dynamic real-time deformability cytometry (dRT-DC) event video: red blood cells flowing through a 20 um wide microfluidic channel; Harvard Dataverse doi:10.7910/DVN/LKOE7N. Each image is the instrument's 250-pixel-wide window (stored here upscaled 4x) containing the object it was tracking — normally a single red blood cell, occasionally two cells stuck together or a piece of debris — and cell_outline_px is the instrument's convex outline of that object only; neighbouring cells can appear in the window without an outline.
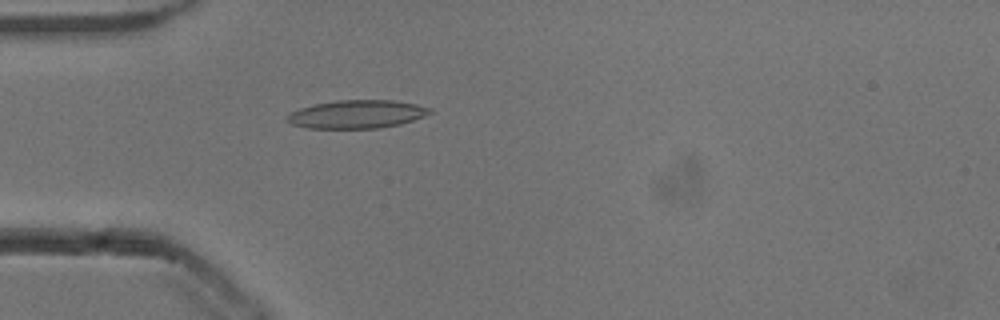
{"species": "common noctule bat (a hibernating species)", "species_latin": "Nyctalus noctula", "temperature_condition": "cold", "stored_images_in_passage": 32, "camera_frame_rate_fps": 3000, "um_per_image_px": 0.085, "animal": {"sex": "male", "body_mass_g": 13.3}, "frame": {"image": 1, "passage_image": 2, "time_ms": 0.333, "image_size_px": [1000, 320], "cell_outline_px": [[432, 112], [424, 116], [400, 124], [380, 128], [308, 128], [292, 124], [284, 116], [300, 108], [316, 104], [336, 100], [392, 100], [416, 104], [432, 108]], "centroid_in_image_um": [30.34, 9.7], "position_along_channel_um": 54.7, "area_um2": 23.35}}
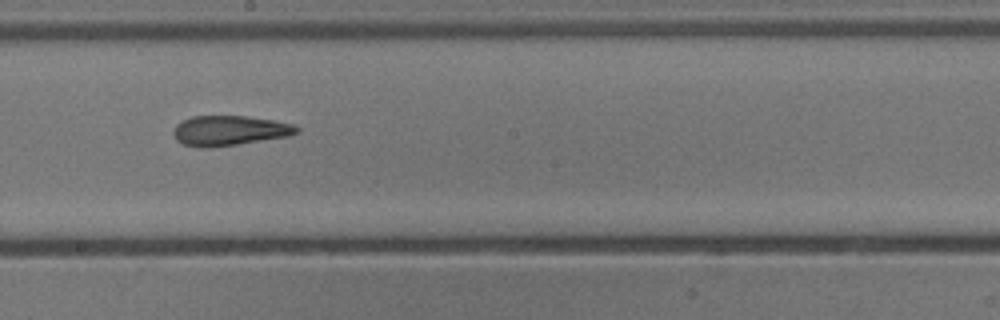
{"frame": {"image": 2, "passage_image": 16, "time_ms": 5.0, "image_size_px": [1000, 320], "cell_outline_px": [[300, 132], [288, 136], [236, 144], [208, 148], [200, 148], [184, 144], [176, 140], [172, 132], [176, 124], [192, 116], [248, 116], [276, 120], [292, 124], [300, 128]], "centroid_in_image_um": [19.51, 11.09], "position_along_channel_um": 228.7, "area_um2": 21.56}}
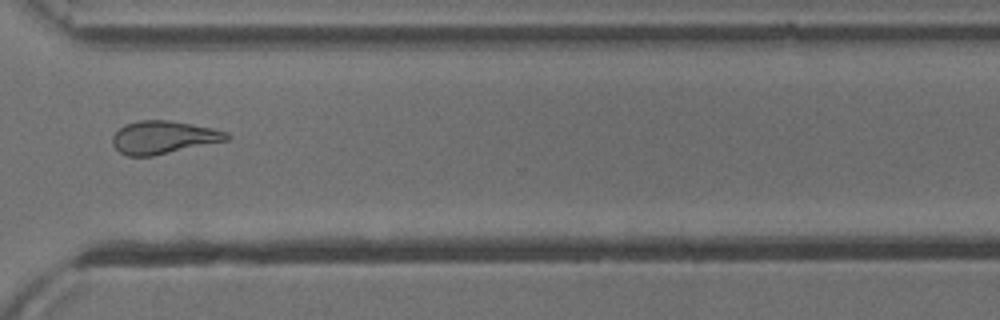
{"frame": {"image": 3, "passage_image": 26, "time_ms": 8.333, "image_size_px": [1000, 320], "cell_outline_px": [[232, 136], [228, 140], [152, 156], [128, 156], [120, 152], [112, 144], [112, 136], [124, 124], [136, 120], [168, 120], [192, 124], [212, 128], [228, 132]], "centroid_in_image_um": [13.89, 11.66], "position_along_channel_um": 356.7, "area_um2": 21.91}, "authors_computed_cell_mechanics": {"area_um2": 21.5883, "velocity_mm_per_s": 3.8532, "shape_relaxation_time_tau1_ms": 6.8477, "shape_relaxation_time_tau2_ms": 3.1868, "deformation_change_tau1": 0.2003, "deformation_change_tau2": 0.1274}}